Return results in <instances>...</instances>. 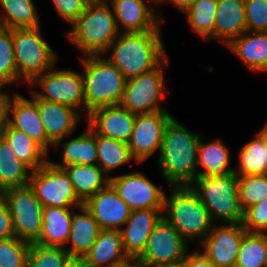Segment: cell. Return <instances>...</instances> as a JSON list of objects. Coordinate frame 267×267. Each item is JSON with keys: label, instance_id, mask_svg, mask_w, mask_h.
Listing matches in <instances>:
<instances>
[{"label": "cell", "instance_id": "6da1fadb", "mask_svg": "<svg viewBox=\"0 0 267 267\" xmlns=\"http://www.w3.org/2000/svg\"><path fill=\"white\" fill-rule=\"evenodd\" d=\"M201 134L190 131L173 116L163 132L158 163L170 186H189L197 178Z\"/></svg>", "mask_w": 267, "mask_h": 267}, {"label": "cell", "instance_id": "7a4b0ae2", "mask_svg": "<svg viewBox=\"0 0 267 267\" xmlns=\"http://www.w3.org/2000/svg\"><path fill=\"white\" fill-rule=\"evenodd\" d=\"M161 30L120 33L104 54L130 79L157 68L167 57Z\"/></svg>", "mask_w": 267, "mask_h": 267}, {"label": "cell", "instance_id": "3957f363", "mask_svg": "<svg viewBox=\"0 0 267 267\" xmlns=\"http://www.w3.org/2000/svg\"><path fill=\"white\" fill-rule=\"evenodd\" d=\"M108 1L88 2L85 11L65 34L83 56L104 55L120 34L112 5Z\"/></svg>", "mask_w": 267, "mask_h": 267}, {"label": "cell", "instance_id": "277c9868", "mask_svg": "<svg viewBox=\"0 0 267 267\" xmlns=\"http://www.w3.org/2000/svg\"><path fill=\"white\" fill-rule=\"evenodd\" d=\"M165 194L163 218L189 243L200 244L212 231V221L207 208L190 186H170Z\"/></svg>", "mask_w": 267, "mask_h": 267}, {"label": "cell", "instance_id": "5b68a950", "mask_svg": "<svg viewBox=\"0 0 267 267\" xmlns=\"http://www.w3.org/2000/svg\"><path fill=\"white\" fill-rule=\"evenodd\" d=\"M84 80V109L120 105L127 79L104 55L81 56Z\"/></svg>", "mask_w": 267, "mask_h": 267}, {"label": "cell", "instance_id": "8992f818", "mask_svg": "<svg viewBox=\"0 0 267 267\" xmlns=\"http://www.w3.org/2000/svg\"><path fill=\"white\" fill-rule=\"evenodd\" d=\"M209 215L222 223H242L244 211L240 205L238 176L228 173L197 177L190 185Z\"/></svg>", "mask_w": 267, "mask_h": 267}, {"label": "cell", "instance_id": "52a82bcc", "mask_svg": "<svg viewBox=\"0 0 267 267\" xmlns=\"http://www.w3.org/2000/svg\"><path fill=\"white\" fill-rule=\"evenodd\" d=\"M13 50L19 82L28 85L37 76L51 70L59 59L43 39L41 27L13 29Z\"/></svg>", "mask_w": 267, "mask_h": 267}, {"label": "cell", "instance_id": "ba28073f", "mask_svg": "<svg viewBox=\"0 0 267 267\" xmlns=\"http://www.w3.org/2000/svg\"><path fill=\"white\" fill-rule=\"evenodd\" d=\"M188 245L178 231L162 218L134 263L136 267H180L190 250Z\"/></svg>", "mask_w": 267, "mask_h": 267}, {"label": "cell", "instance_id": "9c48e42d", "mask_svg": "<svg viewBox=\"0 0 267 267\" xmlns=\"http://www.w3.org/2000/svg\"><path fill=\"white\" fill-rule=\"evenodd\" d=\"M3 199L10 210L15 237L36 243L42 230L43 205L33 189L29 185L7 188L3 190Z\"/></svg>", "mask_w": 267, "mask_h": 267}, {"label": "cell", "instance_id": "30bf717a", "mask_svg": "<svg viewBox=\"0 0 267 267\" xmlns=\"http://www.w3.org/2000/svg\"><path fill=\"white\" fill-rule=\"evenodd\" d=\"M29 186L43 207L79 208L84 203L77 197L67 172L49 160L31 171Z\"/></svg>", "mask_w": 267, "mask_h": 267}, {"label": "cell", "instance_id": "8fae6325", "mask_svg": "<svg viewBox=\"0 0 267 267\" xmlns=\"http://www.w3.org/2000/svg\"><path fill=\"white\" fill-rule=\"evenodd\" d=\"M168 60L150 72L128 79L120 105L135 114L166 110L160 101L165 98L164 67H168Z\"/></svg>", "mask_w": 267, "mask_h": 267}, {"label": "cell", "instance_id": "7c38bea8", "mask_svg": "<svg viewBox=\"0 0 267 267\" xmlns=\"http://www.w3.org/2000/svg\"><path fill=\"white\" fill-rule=\"evenodd\" d=\"M30 86L38 85L43 91L32 90L41 100L61 103L72 108L84 109V80L80 72L72 69H56L55 66L37 76Z\"/></svg>", "mask_w": 267, "mask_h": 267}, {"label": "cell", "instance_id": "4fadbf2b", "mask_svg": "<svg viewBox=\"0 0 267 267\" xmlns=\"http://www.w3.org/2000/svg\"><path fill=\"white\" fill-rule=\"evenodd\" d=\"M173 116L167 111L136 114L128 144L134 161L139 164L161 149L163 132Z\"/></svg>", "mask_w": 267, "mask_h": 267}, {"label": "cell", "instance_id": "5bb4252c", "mask_svg": "<svg viewBox=\"0 0 267 267\" xmlns=\"http://www.w3.org/2000/svg\"><path fill=\"white\" fill-rule=\"evenodd\" d=\"M110 184L132 209H163L165 192L139 171L110 176Z\"/></svg>", "mask_w": 267, "mask_h": 267}, {"label": "cell", "instance_id": "9a60e30c", "mask_svg": "<svg viewBox=\"0 0 267 267\" xmlns=\"http://www.w3.org/2000/svg\"><path fill=\"white\" fill-rule=\"evenodd\" d=\"M242 223L213 225L212 231L200 243L202 253L215 267H235L243 235Z\"/></svg>", "mask_w": 267, "mask_h": 267}, {"label": "cell", "instance_id": "2e32d148", "mask_svg": "<svg viewBox=\"0 0 267 267\" xmlns=\"http://www.w3.org/2000/svg\"><path fill=\"white\" fill-rule=\"evenodd\" d=\"M110 3L120 33L161 30V23L165 22L155 9V0H110Z\"/></svg>", "mask_w": 267, "mask_h": 267}, {"label": "cell", "instance_id": "e0dca14e", "mask_svg": "<svg viewBox=\"0 0 267 267\" xmlns=\"http://www.w3.org/2000/svg\"><path fill=\"white\" fill-rule=\"evenodd\" d=\"M12 115V116H11ZM7 124L24 132L37 142L47 153L54 144L47 138L36 102L21 94L14 93L7 109Z\"/></svg>", "mask_w": 267, "mask_h": 267}, {"label": "cell", "instance_id": "ac0fdd59", "mask_svg": "<svg viewBox=\"0 0 267 267\" xmlns=\"http://www.w3.org/2000/svg\"><path fill=\"white\" fill-rule=\"evenodd\" d=\"M84 207L97 221L100 229L120 230L132 212L110 183L89 198Z\"/></svg>", "mask_w": 267, "mask_h": 267}, {"label": "cell", "instance_id": "d6986e66", "mask_svg": "<svg viewBox=\"0 0 267 267\" xmlns=\"http://www.w3.org/2000/svg\"><path fill=\"white\" fill-rule=\"evenodd\" d=\"M163 218V209L132 210L131 215L120 229L126 255L136 260L145 250L153 228Z\"/></svg>", "mask_w": 267, "mask_h": 267}, {"label": "cell", "instance_id": "ffe728a7", "mask_svg": "<svg viewBox=\"0 0 267 267\" xmlns=\"http://www.w3.org/2000/svg\"><path fill=\"white\" fill-rule=\"evenodd\" d=\"M88 126L98 135L128 143L136 114L121 105L94 109L87 115Z\"/></svg>", "mask_w": 267, "mask_h": 267}, {"label": "cell", "instance_id": "44dd1931", "mask_svg": "<svg viewBox=\"0 0 267 267\" xmlns=\"http://www.w3.org/2000/svg\"><path fill=\"white\" fill-rule=\"evenodd\" d=\"M37 104L40 119L43 122L47 138L55 144L74 133L81 119V112L71 106L39 99L33 91H29Z\"/></svg>", "mask_w": 267, "mask_h": 267}, {"label": "cell", "instance_id": "7402d4cb", "mask_svg": "<svg viewBox=\"0 0 267 267\" xmlns=\"http://www.w3.org/2000/svg\"><path fill=\"white\" fill-rule=\"evenodd\" d=\"M246 31L245 0H218L213 40L227 46Z\"/></svg>", "mask_w": 267, "mask_h": 267}, {"label": "cell", "instance_id": "603a6c76", "mask_svg": "<svg viewBox=\"0 0 267 267\" xmlns=\"http://www.w3.org/2000/svg\"><path fill=\"white\" fill-rule=\"evenodd\" d=\"M88 267H110L134 262L125 253L120 230L101 229L90 251L84 256Z\"/></svg>", "mask_w": 267, "mask_h": 267}, {"label": "cell", "instance_id": "cb8c5ba5", "mask_svg": "<svg viewBox=\"0 0 267 267\" xmlns=\"http://www.w3.org/2000/svg\"><path fill=\"white\" fill-rule=\"evenodd\" d=\"M226 47L253 73L267 72V32L246 31Z\"/></svg>", "mask_w": 267, "mask_h": 267}, {"label": "cell", "instance_id": "d4e9b609", "mask_svg": "<svg viewBox=\"0 0 267 267\" xmlns=\"http://www.w3.org/2000/svg\"><path fill=\"white\" fill-rule=\"evenodd\" d=\"M54 146L62 149L59 154L61 162L49 160L56 167L63 169L69 164L97 165L98 151L95 132L88 125L86 131L77 137L71 138L67 142L61 139Z\"/></svg>", "mask_w": 267, "mask_h": 267}, {"label": "cell", "instance_id": "484cf974", "mask_svg": "<svg viewBox=\"0 0 267 267\" xmlns=\"http://www.w3.org/2000/svg\"><path fill=\"white\" fill-rule=\"evenodd\" d=\"M72 210L73 208L43 207L42 230L36 244L65 248L70 235Z\"/></svg>", "mask_w": 267, "mask_h": 267}, {"label": "cell", "instance_id": "4316f807", "mask_svg": "<svg viewBox=\"0 0 267 267\" xmlns=\"http://www.w3.org/2000/svg\"><path fill=\"white\" fill-rule=\"evenodd\" d=\"M78 209L81 213L73 212L70 235L67 242L70 246H65V249L69 256L84 257L95 243L101 229L84 205Z\"/></svg>", "mask_w": 267, "mask_h": 267}, {"label": "cell", "instance_id": "83f0119b", "mask_svg": "<svg viewBox=\"0 0 267 267\" xmlns=\"http://www.w3.org/2000/svg\"><path fill=\"white\" fill-rule=\"evenodd\" d=\"M204 137L201 136L198 145V162L197 169L202 166V170L197 171V177L218 176L234 172L230 164V149L223 141L212 140L202 142Z\"/></svg>", "mask_w": 267, "mask_h": 267}, {"label": "cell", "instance_id": "f1b7e54d", "mask_svg": "<svg viewBox=\"0 0 267 267\" xmlns=\"http://www.w3.org/2000/svg\"><path fill=\"white\" fill-rule=\"evenodd\" d=\"M63 169L83 203L110 183V177L98 165L69 164Z\"/></svg>", "mask_w": 267, "mask_h": 267}, {"label": "cell", "instance_id": "f546056e", "mask_svg": "<svg viewBox=\"0 0 267 267\" xmlns=\"http://www.w3.org/2000/svg\"><path fill=\"white\" fill-rule=\"evenodd\" d=\"M0 134L7 140L22 163L31 171L37 170L49 160V153L24 132L7 124Z\"/></svg>", "mask_w": 267, "mask_h": 267}, {"label": "cell", "instance_id": "4dcf8cb0", "mask_svg": "<svg viewBox=\"0 0 267 267\" xmlns=\"http://www.w3.org/2000/svg\"><path fill=\"white\" fill-rule=\"evenodd\" d=\"M30 171L0 134V188L5 190L29 185Z\"/></svg>", "mask_w": 267, "mask_h": 267}, {"label": "cell", "instance_id": "1f68e13d", "mask_svg": "<svg viewBox=\"0 0 267 267\" xmlns=\"http://www.w3.org/2000/svg\"><path fill=\"white\" fill-rule=\"evenodd\" d=\"M0 26L15 28L41 27L34 0H0Z\"/></svg>", "mask_w": 267, "mask_h": 267}, {"label": "cell", "instance_id": "d6a6232c", "mask_svg": "<svg viewBox=\"0 0 267 267\" xmlns=\"http://www.w3.org/2000/svg\"><path fill=\"white\" fill-rule=\"evenodd\" d=\"M95 143L98 151L97 165L110 177V172L120 166L132 162L128 144L113 138H107L95 133Z\"/></svg>", "mask_w": 267, "mask_h": 267}, {"label": "cell", "instance_id": "836d02e7", "mask_svg": "<svg viewBox=\"0 0 267 267\" xmlns=\"http://www.w3.org/2000/svg\"><path fill=\"white\" fill-rule=\"evenodd\" d=\"M237 157L239 167L238 170L234 169L237 176L267 174V146L257 133L252 140L241 146Z\"/></svg>", "mask_w": 267, "mask_h": 267}, {"label": "cell", "instance_id": "e575fe53", "mask_svg": "<svg viewBox=\"0 0 267 267\" xmlns=\"http://www.w3.org/2000/svg\"><path fill=\"white\" fill-rule=\"evenodd\" d=\"M218 0H195L184 12L192 31L202 40L213 41V27Z\"/></svg>", "mask_w": 267, "mask_h": 267}, {"label": "cell", "instance_id": "d590c367", "mask_svg": "<svg viewBox=\"0 0 267 267\" xmlns=\"http://www.w3.org/2000/svg\"><path fill=\"white\" fill-rule=\"evenodd\" d=\"M235 267H267V233L243 235Z\"/></svg>", "mask_w": 267, "mask_h": 267}, {"label": "cell", "instance_id": "8d00e7d4", "mask_svg": "<svg viewBox=\"0 0 267 267\" xmlns=\"http://www.w3.org/2000/svg\"><path fill=\"white\" fill-rule=\"evenodd\" d=\"M19 83L13 50V29L0 26V86Z\"/></svg>", "mask_w": 267, "mask_h": 267}, {"label": "cell", "instance_id": "74e56055", "mask_svg": "<svg viewBox=\"0 0 267 267\" xmlns=\"http://www.w3.org/2000/svg\"><path fill=\"white\" fill-rule=\"evenodd\" d=\"M238 192L243 211L267 198V174L238 176Z\"/></svg>", "mask_w": 267, "mask_h": 267}, {"label": "cell", "instance_id": "f35d334b", "mask_svg": "<svg viewBox=\"0 0 267 267\" xmlns=\"http://www.w3.org/2000/svg\"><path fill=\"white\" fill-rule=\"evenodd\" d=\"M69 253L64 247L44 246L32 243L26 267H62Z\"/></svg>", "mask_w": 267, "mask_h": 267}, {"label": "cell", "instance_id": "ab89813d", "mask_svg": "<svg viewBox=\"0 0 267 267\" xmlns=\"http://www.w3.org/2000/svg\"><path fill=\"white\" fill-rule=\"evenodd\" d=\"M30 245L15 236L0 240V267H26Z\"/></svg>", "mask_w": 267, "mask_h": 267}, {"label": "cell", "instance_id": "60d3db41", "mask_svg": "<svg viewBox=\"0 0 267 267\" xmlns=\"http://www.w3.org/2000/svg\"><path fill=\"white\" fill-rule=\"evenodd\" d=\"M247 31L267 32V0H245Z\"/></svg>", "mask_w": 267, "mask_h": 267}, {"label": "cell", "instance_id": "b9f144b4", "mask_svg": "<svg viewBox=\"0 0 267 267\" xmlns=\"http://www.w3.org/2000/svg\"><path fill=\"white\" fill-rule=\"evenodd\" d=\"M242 225L249 233H267V198L244 211Z\"/></svg>", "mask_w": 267, "mask_h": 267}, {"label": "cell", "instance_id": "7bdbcfd3", "mask_svg": "<svg viewBox=\"0 0 267 267\" xmlns=\"http://www.w3.org/2000/svg\"><path fill=\"white\" fill-rule=\"evenodd\" d=\"M59 17L70 25L85 11L87 0H52Z\"/></svg>", "mask_w": 267, "mask_h": 267}, {"label": "cell", "instance_id": "ee69618b", "mask_svg": "<svg viewBox=\"0 0 267 267\" xmlns=\"http://www.w3.org/2000/svg\"><path fill=\"white\" fill-rule=\"evenodd\" d=\"M12 218L4 199L0 201V240L14 237Z\"/></svg>", "mask_w": 267, "mask_h": 267}, {"label": "cell", "instance_id": "f6af8a7d", "mask_svg": "<svg viewBox=\"0 0 267 267\" xmlns=\"http://www.w3.org/2000/svg\"><path fill=\"white\" fill-rule=\"evenodd\" d=\"M189 252L180 267H215L200 250Z\"/></svg>", "mask_w": 267, "mask_h": 267}, {"label": "cell", "instance_id": "bcb514c9", "mask_svg": "<svg viewBox=\"0 0 267 267\" xmlns=\"http://www.w3.org/2000/svg\"><path fill=\"white\" fill-rule=\"evenodd\" d=\"M4 88L0 86V133L7 125V109L11 98L7 92L5 93Z\"/></svg>", "mask_w": 267, "mask_h": 267}, {"label": "cell", "instance_id": "7dc6e473", "mask_svg": "<svg viewBox=\"0 0 267 267\" xmlns=\"http://www.w3.org/2000/svg\"><path fill=\"white\" fill-rule=\"evenodd\" d=\"M62 267H88L85 258L82 256H68Z\"/></svg>", "mask_w": 267, "mask_h": 267}, {"label": "cell", "instance_id": "c3c4849f", "mask_svg": "<svg viewBox=\"0 0 267 267\" xmlns=\"http://www.w3.org/2000/svg\"><path fill=\"white\" fill-rule=\"evenodd\" d=\"M195 0H160L157 5H161L162 2H169L173 4L181 12H185Z\"/></svg>", "mask_w": 267, "mask_h": 267}, {"label": "cell", "instance_id": "681fc988", "mask_svg": "<svg viewBox=\"0 0 267 267\" xmlns=\"http://www.w3.org/2000/svg\"><path fill=\"white\" fill-rule=\"evenodd\" d=\"M258 136L262 139L263 143L267 146V121L264 124V127L260 131H258Z\"/></svg>", "mask_w": 267, "mask_h": 267}, {"label": "cell", "instance_id": "f907efd6", "mask_svg": "<svg viewBox=\"0 0 267 267\" xmlns=\"http://www.w3.org/2000/svg\"><path fill=\"white\" fill-rule=\"evenodd\" d=\"M135 263L134 262H125L123 264H118L115 266H110V267H135Z\"/></svg>", "mask_w": 267, "mask_h": 267}, {"label": "cell", "instance_id": "816d5d0a", "mask_svg": "<svg viewBox=\"0 0 267 267\" xmlns=\"http://www.w3.org/2000/svg\"><path fill=\"white\" fill-rule=\"evenodd\" d=\"M3 199V190L0 188V201Z\"/></svg>", "mask_w": 267, "mask_h": 267}, {"label": "cell", "instance_id": "f5cc1de1", "mask_svg": "<svg viewBox=\"0 0 267 267\" xmlns=\"http://www.w3.org/2000/svg\"><path fill=\"white\" fill-rule=\"evenodd\" d=\"M88 2L98 1V0H87Z\"/></svg>", "mask_w": 267, "mask_h": 267}]
</instances>
